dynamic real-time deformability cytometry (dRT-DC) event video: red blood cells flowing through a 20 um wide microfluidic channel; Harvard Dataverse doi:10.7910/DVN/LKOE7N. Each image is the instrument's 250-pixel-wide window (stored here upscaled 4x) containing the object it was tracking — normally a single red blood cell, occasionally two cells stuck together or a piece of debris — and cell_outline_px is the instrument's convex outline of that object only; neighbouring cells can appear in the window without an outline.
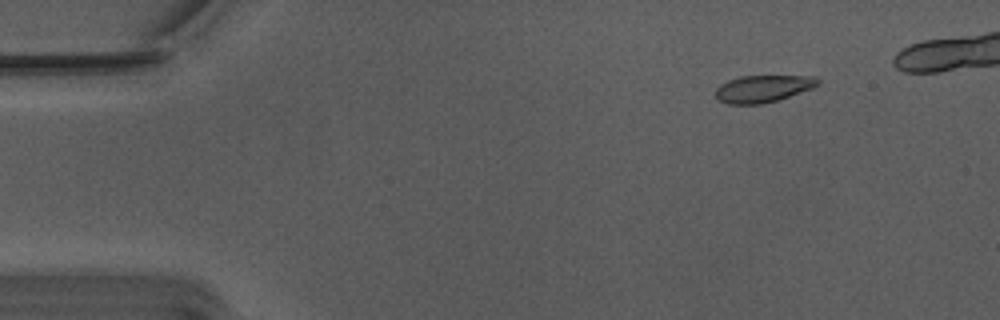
{"species": "Egyptian fruit bat (a non-hibernating species)", "species_latin": "Rousettus aegyptiacus", "temperature_condition": "warm", "stored_images_in_passage": 49, "camera_frame_rate_fps": 3000, "um_per_image_px": 0.085, "animal": {"sex": "male"}, "frame": {"image": 1, "passage_image": 7, "time_ms": 2.0, "image_size_px": [1000, 320], "cell_outline_px": [[820, 84], [812, 88], [776, 100], [760, 104], [728, 104], [716, 100], [716, 88], [720, 84], [728, 80], [740, 76], [816, 76], [820, 80]], "centroid_in_image_um": [64.83, 7.53], "position_along_channel_um": 20.2, "area_um2": 16.13}}
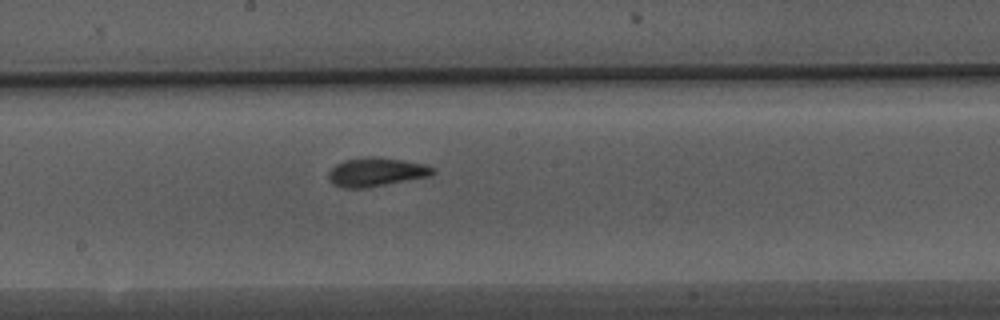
{"frame": {"image": 2, "passage_image": 30, "time_ms": 9.667, "image_size_px": [1000, 320], "cell_outline_px": [[436, 172], [428, 176], [364, 188], [340, 188], [332, 184], [328, 176], [328, 172], [336, 164], [344, 160], [364, 156], [368, 156], [404, 160], [424, 164], [436, 168]], "centroid_in_image_um": [31.94, 14.61], "position_along_channel_um": 216.3, "area_um2": 17.46}}
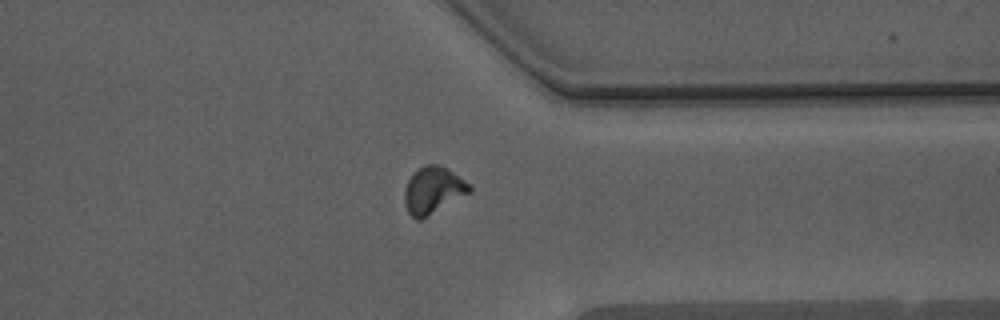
{"frame": {"image": 3, "passage_image": 43, "time_ms": 14.0, "image_size_px": [1000, 320], "cell_outline_px": [[472, 192], [420, 220], [416, 220], [408, 212], [404, 204], [404, 188], [408, 180], [424, 164], [440, 164], [464, 180], [472, 188]], "centroid_in_image_um": [36.8, 16.18], "position_along_channel_um": 374.6, "area_um2": 17.63}, "authors_computed_cell_mechanics": {"area_um2": 16.6464, "velocity_mm_per_s": 3.7553, "shape_relaxation_time_tau1_ms": 7.007, "shape_relaxation_time_tau2_ms": 1.0768, "deformation_change_tau1": 0.1772, "deformation_change_tau2": 0.053}}